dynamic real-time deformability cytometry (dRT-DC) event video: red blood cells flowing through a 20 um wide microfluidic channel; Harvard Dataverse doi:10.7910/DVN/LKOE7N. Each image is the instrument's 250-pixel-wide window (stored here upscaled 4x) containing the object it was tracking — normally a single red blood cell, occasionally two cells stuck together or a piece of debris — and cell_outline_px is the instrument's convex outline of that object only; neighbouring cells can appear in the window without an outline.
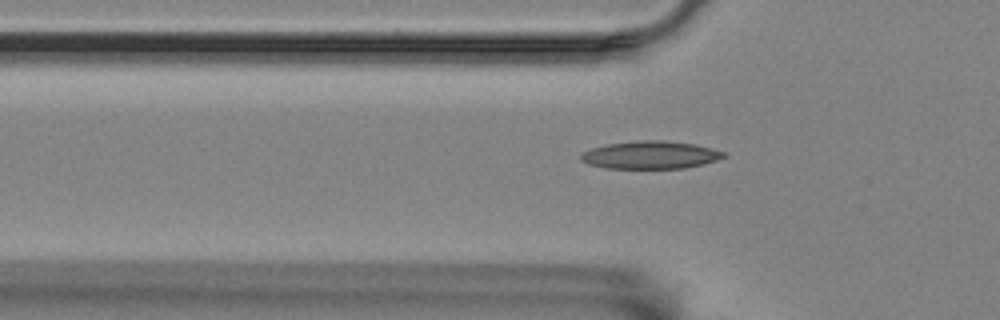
{"species": "Egyptian fruit bat (a non-hibernating species)", "species_latin": "Rousettus aegyptiacus", "temperature_condition": "room temperature", "stored_images_in_passage": 17, "camera_frame_rate_fps": 3000, "um_per_image_px": 0.085, "animal": {"sex": "female"}, "frame": {"image": 1, "passage_image": 4, "time_ms": 1.0, "image_size_px": [1000, 320], "cell_outline_px": [[728, 156], [704, 164], [684, 168], [604, 168], [588, 164], [580, 160], [580, 156], [584, 152], [592, 148], [608, 144], [636, 140], [664, 140], [696, 144], [728, 152]], "centroid_in_image_um": [55.34, 13.17], "position_along_channel_um": 70.5, "area_um2": 23.29}}
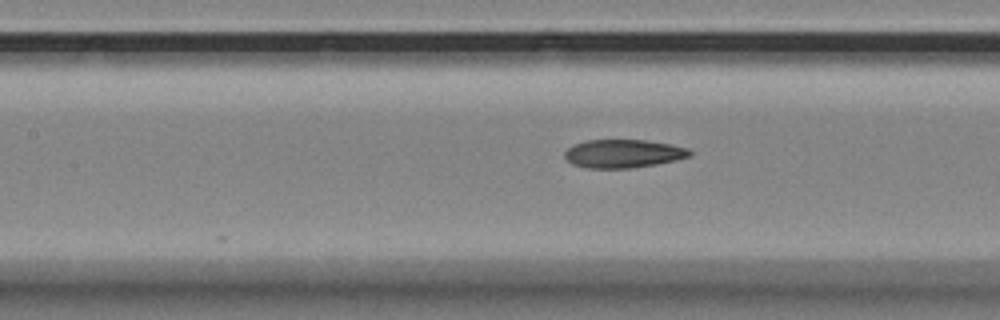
{"frame": {"image": 2, "passage_image": 11, "time_ms": 3.333, "image_size_px": [1000, 320], "cell_outline_px": [[692, 156], [676, 160], [656, 164], [632, 168], [584, 168], [572, 164], [564, 156], [564, 152], [568, 148], [576, 144], [588, 140], [644, 140], [668, 144], [688, 148], [692, 152]], "centroid_in_image_um": [52.98, 13.07], "position_along_channel_um": 154.4, "area_um2": 20.58}}
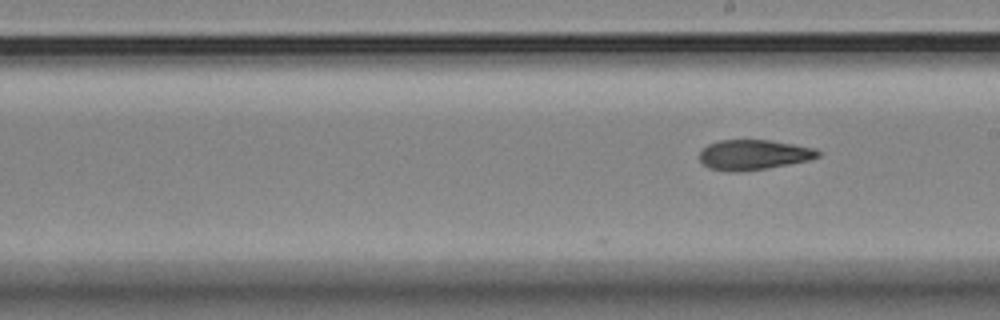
{"frame": {"image": 3, "passage_image": 17, "time_ms": 5.333, "image_size_px": [1000, 320], "cell_outline_px": [[820, 156], [808, 160], [788, 164], [764, 168], [736, 172], [708, 168], [700, 160], [700, 152], [708, 144], [720, 140], [768, 140], [816, 148], [820, 152]], "centroid_in_image_um": [64.05, 13.14], "position_along_channel_um": 224.9, "area_um2": 20.46}}